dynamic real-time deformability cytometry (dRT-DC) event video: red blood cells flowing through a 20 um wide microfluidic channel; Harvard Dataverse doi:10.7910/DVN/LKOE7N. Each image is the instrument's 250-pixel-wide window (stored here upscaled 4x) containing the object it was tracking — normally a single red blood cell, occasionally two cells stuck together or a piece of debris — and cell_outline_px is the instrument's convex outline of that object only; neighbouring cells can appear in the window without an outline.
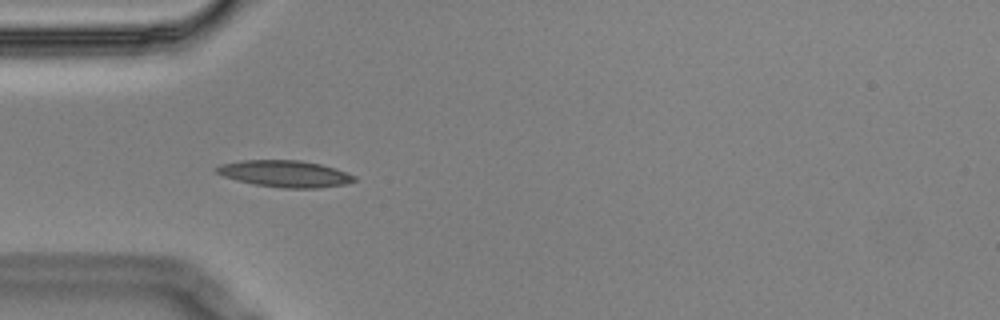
{"species": "Egyptian fruit bat (a non-hibernating species)", "species_latin": "Rousettus aegyptiacus", "temperature_condition": "cold", "stored_images_in_passage": 6, "camera_frame_rate_fps": 3000, "um_per_image_px": 0.085, "animal": {"sex": "male"}, "frame": {"image": 1, "passage_image": 5, "time_ms": 1.333, "image_size_px": [1000, 320], "cell_outline_px": [[356, 180], [344, 184], [320, 188], [284, 188], [256, 184], [236, 180], [224, 176], [216, 172], [212, 168], [220, 164], [240, 160], [300, 160], [320, 164], [336, 168], [356, 176]], "centroid_in_image_um": [24.2, 14.76], "position_along_channel_um": 60.8, "area_um2": 21.44}}
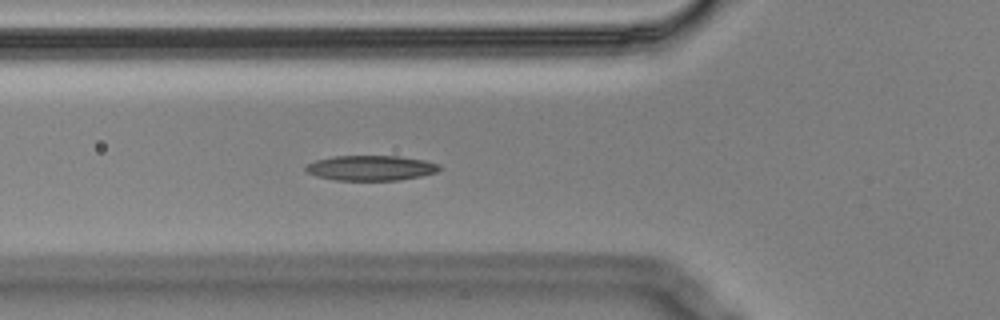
{"frame": {"image": 2, "passage_image": 6, "time_ms": 1.667, "image_size_px": [1000, 320], "cell_outline_px": [[444, 168], [436, 172], [420, 176], [400, 180], [336, 180], [316, 176], [308, 172], [304, 168], [308, 164], [316, 160], [332, 156], [400, 156], [424, 160], [440, 164]], "centroid_in_image_um": [31.56, 14.27], "position_along_channel_um": 94.2, "area_um2": 19.59}}